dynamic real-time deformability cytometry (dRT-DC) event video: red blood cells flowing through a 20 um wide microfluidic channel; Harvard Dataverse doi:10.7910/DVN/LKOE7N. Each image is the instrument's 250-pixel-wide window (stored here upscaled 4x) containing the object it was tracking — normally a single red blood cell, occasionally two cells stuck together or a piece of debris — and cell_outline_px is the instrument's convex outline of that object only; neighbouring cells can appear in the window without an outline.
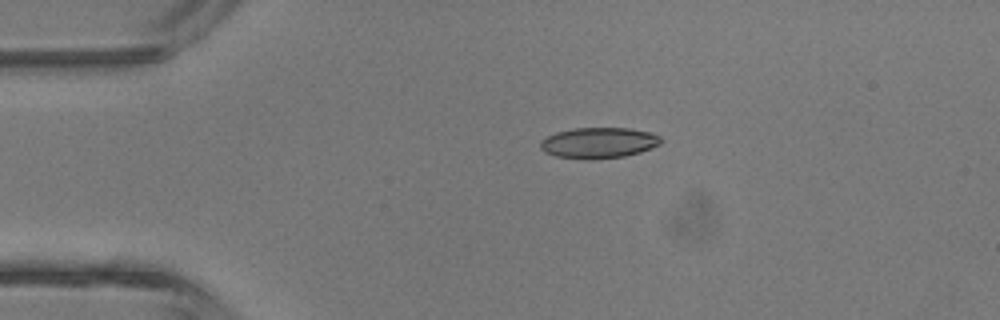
{"species": "common noctule bat (a hibernating species)", "species_latin": "Nyctalus noctula", "temperature_condition": "room temperature", "stored_images_in_passage": 4, "camera_frame_rate_fps": 3000, "um_per_image_px": 0.085, "animal": {"sex": "male", "body_mass_g": 13.3}, "frame": {"image": 1, "passage_image": 3, "time_ms": 2.0, "image_size_px": [1000, 320], "cell_outline_px": [[664, 140], [660, 144], [640, 152], [624, 156], [588, 160], [556, 156], [544, 152], [540, 148], [540, 140], [556, 132], [576, 128], [628, 128], [652, 132], [660, 136]], "centroid_in_image_um": [50.9, 12.14], "position_along_channel_um": 34.1, "area_um2": 21.73}}